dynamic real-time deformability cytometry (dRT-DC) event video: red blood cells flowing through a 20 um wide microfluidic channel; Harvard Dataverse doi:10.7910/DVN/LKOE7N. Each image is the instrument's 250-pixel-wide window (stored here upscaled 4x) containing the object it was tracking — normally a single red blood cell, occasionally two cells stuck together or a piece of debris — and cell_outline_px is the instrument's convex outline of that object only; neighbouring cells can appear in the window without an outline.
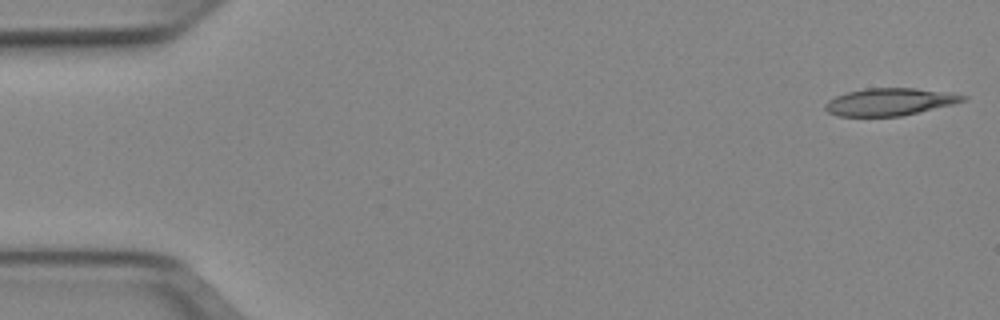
{"species": "Egyptian fruit bat (a non-hibernating species)", "species_latin": "Rousettus aegyptiacus", "temperature_condition": "cold", "stored_images_in_passage": 50, "camera_frame_rate_fps": 3000, "um_per_image_px": 0.085, "animal": {"sex": "female"}, "frame": {"image": 1, "passage_image": 1, "time_ms": 0.0, "image_size_px": [1000, 320], "cell_outline_px": [[968, 100], [952, 104], [900, 116], [836, 116], [828, 112], [824, 108], [824, 104], [828, 100], [836, 96], [848, 92], [868, 88], [916, 88], [968, 96]], "centroid_in_image_um": [75.58, 8.66], "position_along_channel_um": 9.4, "area_um2": 21.68}}
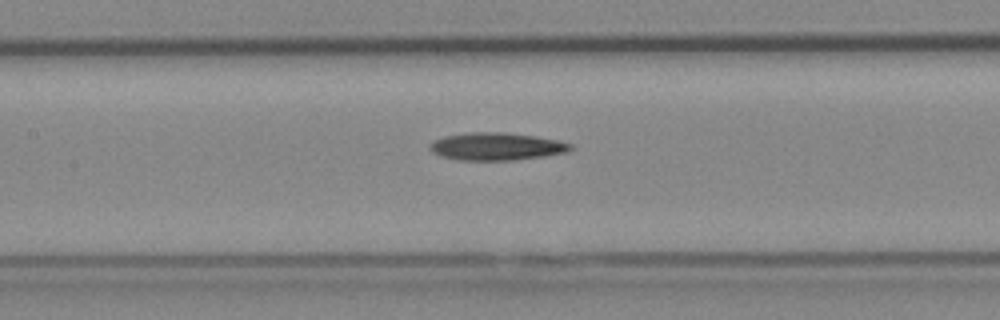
{"frame": {"image": 2, "passage_image": 23, "time_ms": 7.333, "image_size_px": [1000, 320], "cell_outline_px": [[572, 148], [568, 152], [544, 156], [512, 160], [456, 160], [440, 156], [432, 152], [428, 148], [428, 144], [432, 140], [444, 136], [472, 132], [504, 132], [536, 136], [556, 140], [572, 144]], "centroid_in_image_um": [42.14, 12.45], "position_along_channel_um": 165.3, "area_um2": 22.77}}
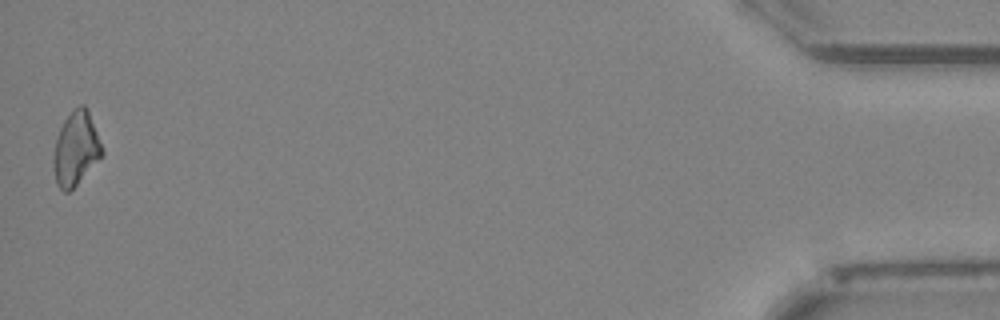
{"frame": {"image": 3, "passage_image": 50, "time_ms": 16.333, "image_size_px": [1000, 320], "cell_outline_px": [[104, 152], [76, 184], [68, 192], [64, 192], [56, 184], [52, 168], [52, 160], [56, 140], [60, 128], [64, 120], [80, 104], [84, 104], [88, 108]], "centroid_in_image_um": [6.42, 12.63], "position_along_channel_um": 428.8, "area_um2": 20.52}}